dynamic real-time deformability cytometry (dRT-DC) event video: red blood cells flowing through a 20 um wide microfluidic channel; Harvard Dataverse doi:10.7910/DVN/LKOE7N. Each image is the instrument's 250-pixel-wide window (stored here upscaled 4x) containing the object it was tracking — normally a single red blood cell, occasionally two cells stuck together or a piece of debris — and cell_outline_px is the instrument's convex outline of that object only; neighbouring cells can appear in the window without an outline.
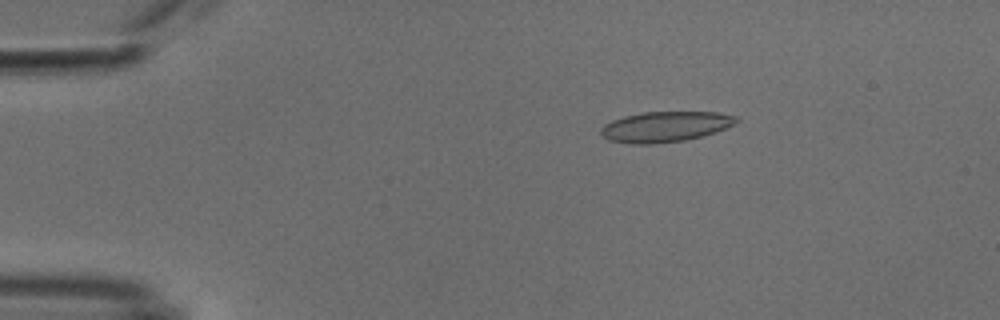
{"species": "common noctule bat (a hibernating species)", "species_latin": "Nyctalus noctula", "temperature_condition": "cold", "stored_images_in_passage": 52, "camera_frame_rate_fps": 3000, "um_per_image_px": 0.085, "animal": {"sex": "male", "body_mass_g": 18.8}, "frame": {"image": 1, "passage_image": 9, "time_ms": 2.667, "image_size_px": [1000, 320], "cell_outline_px": [[740, 120], [736, 124], [700, 136], [684, 140], [652, 144], [628, 144], [608, 140], [600, 132], [600, 128], [604, 124], [612, 120], [624, 116], [644, 112], [716, 112], [736, 116]], "centroid_in_image_um": [56.51, 10.77], "position_along_channel_um": 28.5, "area_um2": 23.93}}
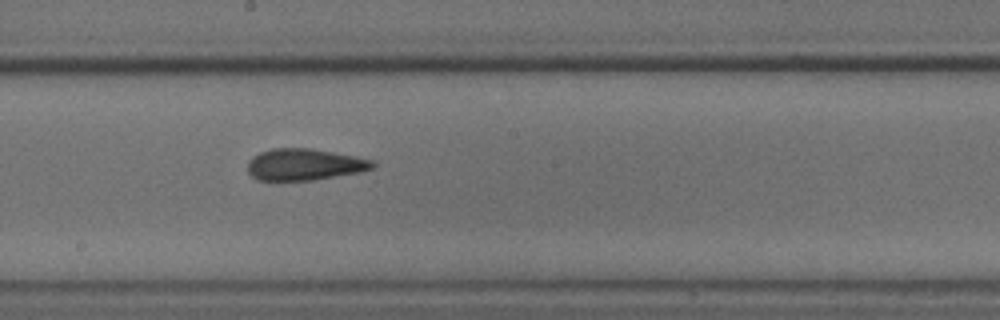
{"frame": {"image": 2, "passage_image": 29, "time_ms": 9.333, "image_size_px": [1000, 320], "cell_outline_px": [[376, 164], [372, 168], [360, 172], [312, 180], [256, 180], [248, 172], [248, 160], [252, 156], [260, 152], [272, 148], [312, 148], [356, 156], [372, 160]], "centroid_in_image_um": [25.86, 13.97], "position_along_channel_um": 222.3, "area_um2": 23.06}}
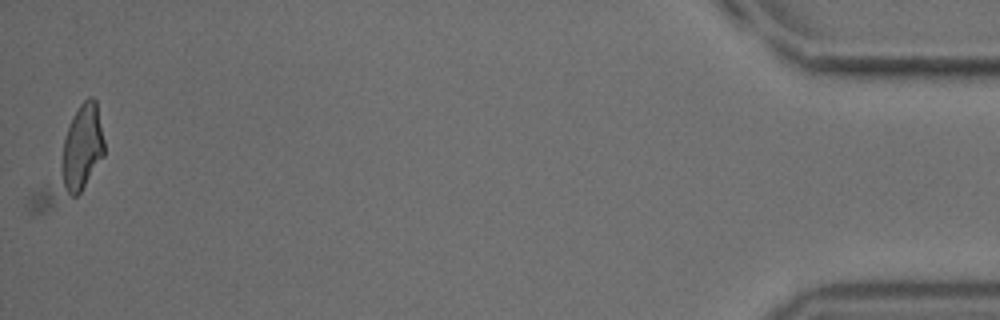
{"frame": {"image": 3, "passage_image": 52, "time_ms": 17.0, "image_size_px": [1000, 320], "cell_outline_px": [[104, 156], [80, 192], [76, 196], [48, 212], [28, 212], [24, 208], [32, 192], [72, 116], [80, 104], [88, 96], [92, 96], [96, 100], [104, 140]], "centroid_in_image_um": [6.0, 13.62], "position_along_channel_um": 429.2, "area_um2": 33.0}, "authors_computed_cell_mechanics": {"area_um2": 23.0622, "velocity_mm_per_s": 3.8216, "shape_relaxation_time_tau1_ms": 8.0389, "shape_relaxation_time_tau2_ms": 2.3113, "deformation_change_tau1": 0.1782, "deformation_change_tau2": 0.0985}}